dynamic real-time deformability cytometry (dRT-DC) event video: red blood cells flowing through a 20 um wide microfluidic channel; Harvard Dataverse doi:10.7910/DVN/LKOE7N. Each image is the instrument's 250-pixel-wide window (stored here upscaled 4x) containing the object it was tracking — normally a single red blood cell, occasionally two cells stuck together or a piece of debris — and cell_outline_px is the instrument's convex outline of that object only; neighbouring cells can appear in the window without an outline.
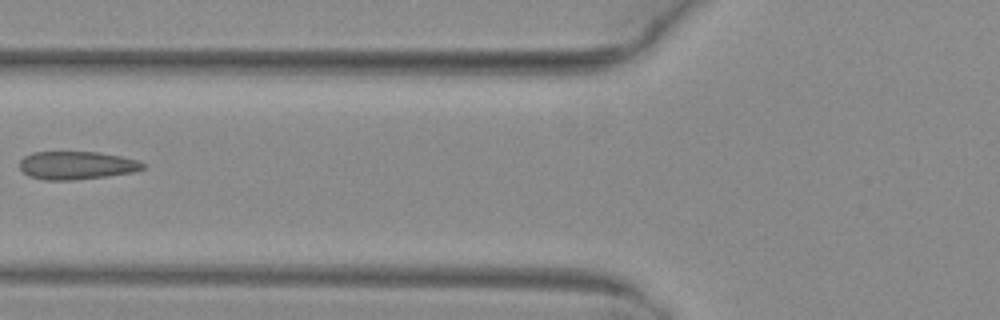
{"species": "common noctule bat (a hibernating species)", "species_latin": "Nyctalus noctula", "temperature_condition": "warm", "stored_images_in_passage": 4, "camera_frame_rate_fps": 3000, "um_per_image_px": 0.085, "animal": {"sex": "female", "body_mass_g": 29.2, "forearm_length_mm": 56.3}, "frame": {"image": 1, "passage_image": 3, "time_ms": 0.667, "image_size_px": [1000, 320], "cell_outline_px": [[148, 164], [144, 168], [136, 172], [108, 176], [72, 180], [44, 180], [28, 176], [20, 168], [20, 160], [24, 156], [32, 152], [100, 152], [120, 156], [136, 160]], "centroid_in_image_um": [6.53, 14.06], "position_along_channel_um": 119.3, "area_um2": 20.35}}
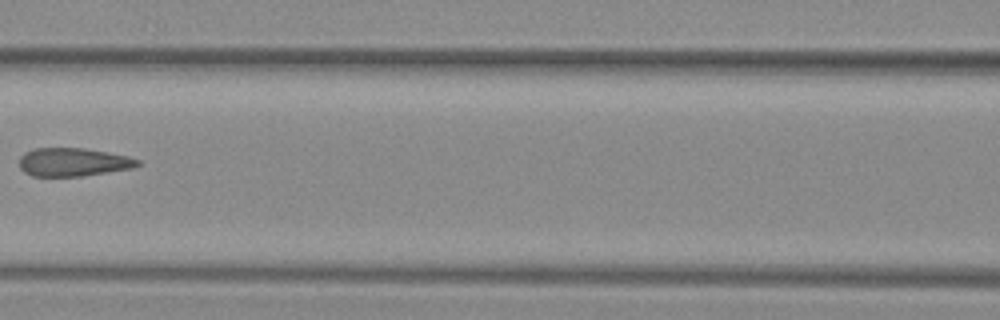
{"frame": {"image": 2, "passage_image": 4, "time_ms": 1.0, "image_size_px": [1000, 320], "cell_outline_px": [[140, 164], [132, 168], [80, 176], [32, 176], [24, 172], [20, 168], [20, 156], [24, 152], [36, 148], [84, 148], [128, 156], [140, 160]], "centroid_in_image_um": [6.19, 13.77], "position_along_channel_um": 160.4, "area_um2": 19.42}}